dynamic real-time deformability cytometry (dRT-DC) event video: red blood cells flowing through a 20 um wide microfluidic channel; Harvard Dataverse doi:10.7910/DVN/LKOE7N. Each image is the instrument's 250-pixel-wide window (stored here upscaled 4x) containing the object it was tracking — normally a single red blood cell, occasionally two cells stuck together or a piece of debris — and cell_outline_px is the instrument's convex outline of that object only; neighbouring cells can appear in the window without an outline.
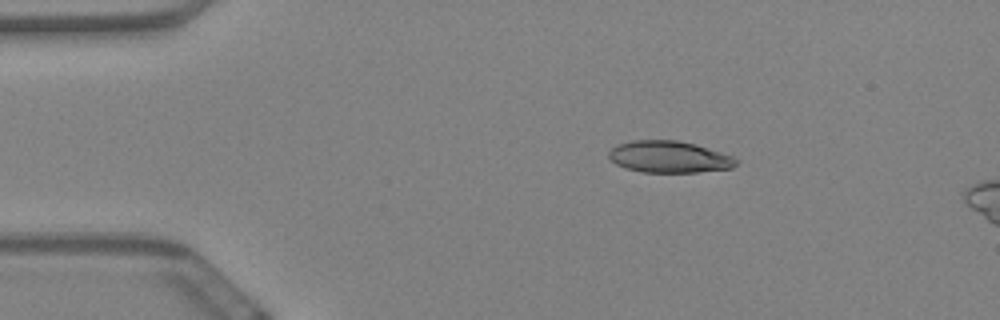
{"species": "Egyptian fruit bat (a non-hibernating species)", "species_latin": "Rousettus aegyptiacus", "temperature_condition": "warm", "stored_images_in_passage": 9, "camera_frame_rate_fps": 3000, "um_per_image_px": 0.085, "animal": {"sex": "female"}, "frame": {"image": 1, "passage_image": 2, "time_ms": 0.333, "image_size_px": [1000, 320], "cell_outline_px": [[740, 160], [732, 168], [696, 172], [640, 172], [624, 168], [616, 164], [608, 156], [608, 152], [616, 144], [632, 140], [676, 140], [696, 144], [732, 156]], "centroid_in_image_um": [56.85, 13.33], "position_along_channel_um": 28.1, "area_um2": 23.64}}